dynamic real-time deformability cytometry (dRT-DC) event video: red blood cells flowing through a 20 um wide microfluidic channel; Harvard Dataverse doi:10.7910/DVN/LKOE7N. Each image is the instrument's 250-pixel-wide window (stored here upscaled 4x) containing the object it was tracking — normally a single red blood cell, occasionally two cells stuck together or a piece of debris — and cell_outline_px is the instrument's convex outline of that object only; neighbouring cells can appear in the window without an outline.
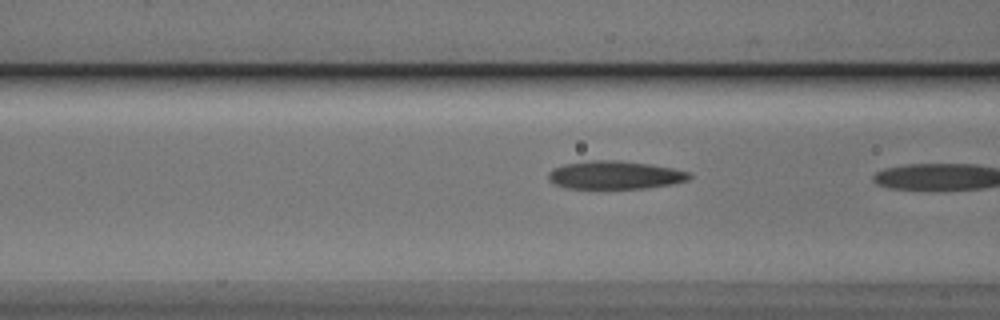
{"species": "Egyptian fruit bat (a non-hibernating species)", "species_latin": "Rousettus aegyptiacus", "temperature_condition": "cold", "stored_images_in_passage": 8, "camera_frame_rate_fps": 3000, "um_per_image_px": 0.085, "animal": {"sex": "male"}, "frame": {"image": 1, "passage_image": 7, "time_ms": 2.0, "image_size_px": [1000, 320], "cell_outline_px": [[692, 176], [688, 180], [672, 184], [648, 188], [568, 188], [556, 184], [548, 180], [548, 172], [552, 168], [564, 164], [592, 160], [620, 160], [652, 164], [672, 168], [688, 172]], "centroid_in_image_um": [52.27, 14.87], "position_along_channel_um": 114.3, "area_um2": 23.18}}